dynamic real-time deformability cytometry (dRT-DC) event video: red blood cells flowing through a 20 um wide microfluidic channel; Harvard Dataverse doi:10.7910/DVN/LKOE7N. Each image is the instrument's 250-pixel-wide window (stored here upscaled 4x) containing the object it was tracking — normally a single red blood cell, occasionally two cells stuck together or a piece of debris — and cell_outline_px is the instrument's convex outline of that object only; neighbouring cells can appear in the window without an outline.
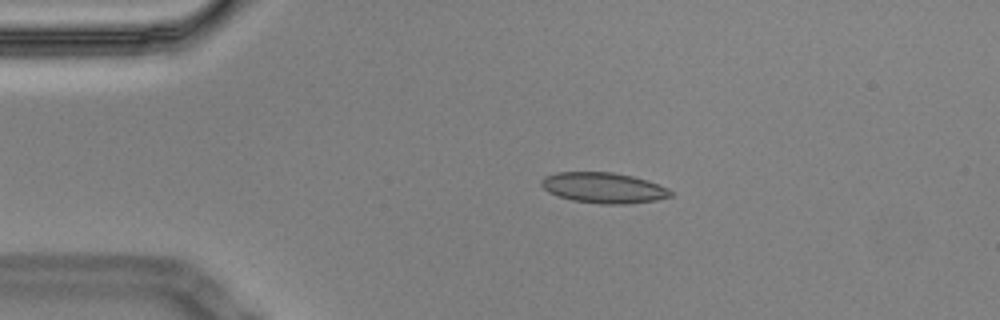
{"species": "Egyptian fruit bat (a non-hibernating species)", "species_latin": "Rousettus aegyptiacus", "temperature_condition": "cold", "stored_images_in_passage": 8, "camera_frame_rate_fps": 3000, "um_per_image_px": 0.085, "animal": {"sex": "male"}, "frame": {"image": 1, "passage_image": 3, "time_ms": 0.667, "image_size_px": [1000, 320], "cell_outline_px": [[672, 196], [656, 200], [624, 204], [600, 204], [572, 200], [548, 192], [540, 184], [540, 180], [544, 176], [556, 172], [612, 172], [632, 176], [648, 180], [668, 188], [672, 192]], "centroid_in_image_um": [51.29, 15.96], "position_along_channel_um": 33.7, "area_um2": 23.06}}
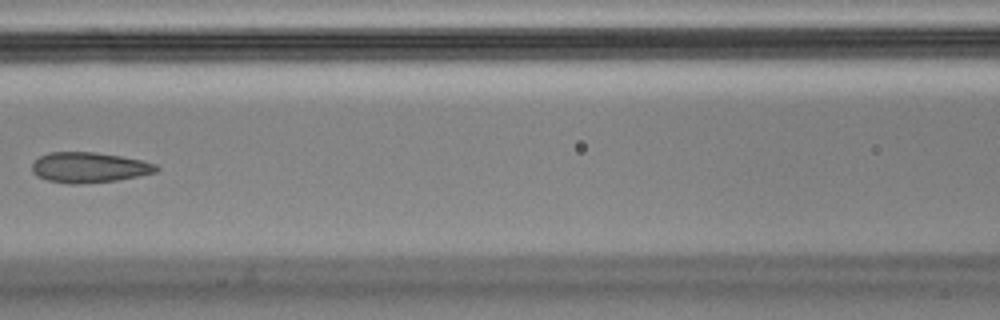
{"frame": {"image": 2, "passage_image": 7, "time_ms": 2.0, "image_size_px": [1000, 320], "cell_outline_px": [[160, 168], [156, 172], [116, 180], [80, 184], [68, 184], [48, 180], [36, 176], [32, 172], [32, 164], [40, 156], [48, 152], [96, 152], [120, 156], [140, 160], [156, 164]], "centroid_in_image_um": [7.54, 14.23], "position_along_channel_um": 159.1, "area_um2": 21.91}}
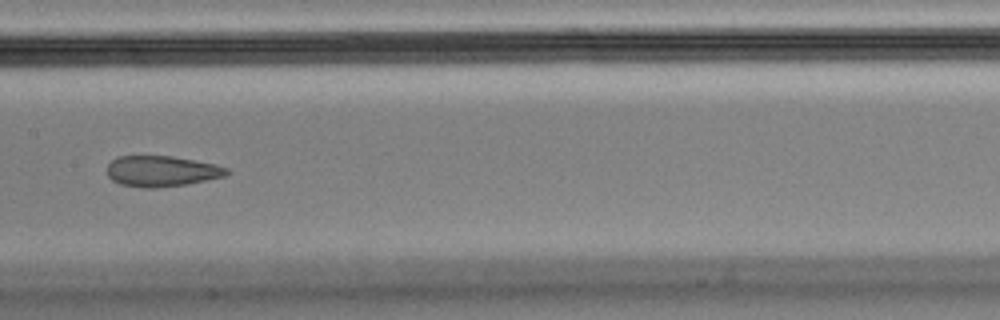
{"frame": {"image": 3, "passage_image": 8, "time_ms": 2.333, "image_size_px": [1000, 320], "cell_outline_px": [[228, 172], [224, 176], [188, 184], [156, 188], [144, 188], [120, 184], [112, 180], [108, 176], [108, 164], [116, 156], [172, 156], [216, 164], [228, 168]], "centroid_in_image_um": [13.72, 14.55], "position_along_channel_um": 193.7, "area_um2": 21.44}}